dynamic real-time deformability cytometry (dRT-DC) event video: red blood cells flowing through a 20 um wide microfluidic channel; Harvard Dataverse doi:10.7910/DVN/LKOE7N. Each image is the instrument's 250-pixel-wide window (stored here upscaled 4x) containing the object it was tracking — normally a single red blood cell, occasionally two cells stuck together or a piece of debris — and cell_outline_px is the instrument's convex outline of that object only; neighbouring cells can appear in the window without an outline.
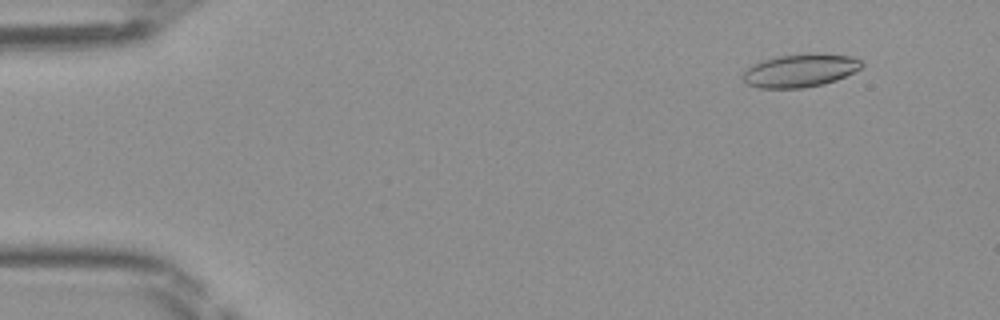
{"species": "Egyptian fruit bat (a non-hibernating species)", "species_latin": "Rousettus aegyptiacus", "temperature_condition": "room temperature", "stored_images_in_passage": 45, "camera_frame_rate_fps": 3000, "um_per_image_px": 0.085, "frame": {"image": 1, "passage_image": 2, "time_ms": 0.333, "image_size_px": [1000, 320], "cell_outline_px": [[864, 64], [860, 68], [836, 80], [824, 84], [804, 88], [756, 88], [744, 84], [740, 76], [752, 64], [776, 56], [808, 52], [816, 52], [852, 56], [860, 60]], "centroid_in_image_um": [67.97, 5.98], "position_along_channel_um": 17.0, "area_um2": 23.41}}
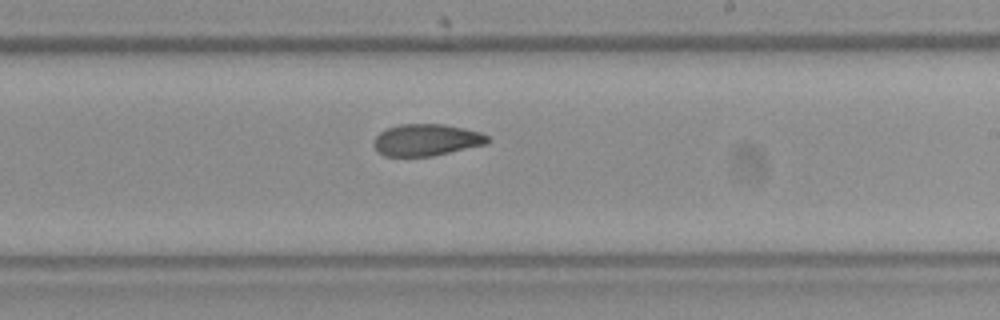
{"frame": {"image": 2, "passage_image": 26, "time_ms": 8.333, "image_size_px": [1000, 320], "cell_outline_px": [[492, 140], [484, 144], [432, 156], [384, 156], [376, 152], [372, 144], [372, 140], [380, 132], [388, 128], [400, 124], [444, 124], [464, 128], [480, 132], [488, 136]], "centroid_in_image_um": [36.2, 11.89], "position_along_channel_um": 252.8, "area_um2": 21.15}}
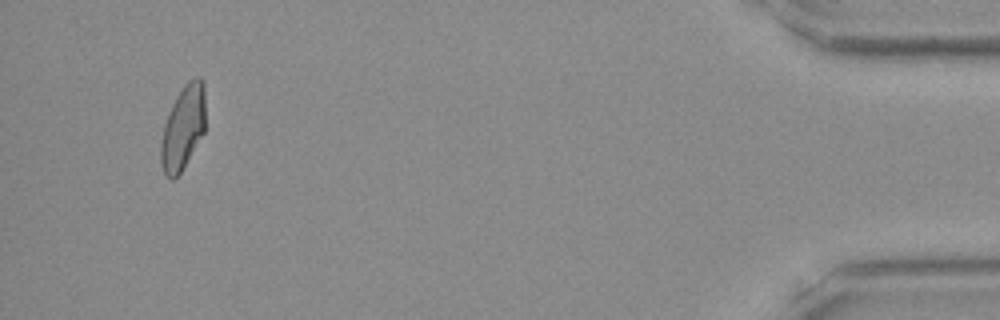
{"frame": {"image": 3, "passage_image": 43, "time_ms": 14.0, "image_size_px": [1000, 320], "cell_outline_px": [[204, 132], [180, 172], [172, 180], [164, 176], [160, 164], [160, 144], [164, 124], [168, 112], [176, 96], [184, 84], [188, 80], [196, 76], [200, 76], [204, 80]], "centroid_in_image_um": [15.53, 10.83], "position_along_channel_um": 419.7, "area_um2": 21.91}}